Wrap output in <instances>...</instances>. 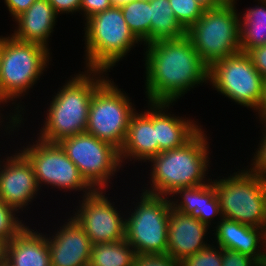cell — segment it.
I'll list each match as a JSON object with an SVG mask.
<instances>
[{
    "instance_id": "e575fe53",
    "label": "cell",
    "mask_w": 266,
    "mask_h": 266,
    "mask_svg": "<svg viewBox=\"0 0 266 266\" xmlns=\"http://www.w3.org/2000/svg\"><path fill=\"white\" fill-rule=\"evenodd\" d=\"M57 14L80 12L81 0H48Z\"/></svg>"
},
{
    "instance_id": "9a60e30c",
    "label": "cell",
    "mask_w": 266,
    "mask_h": 266,
    "mask_svg": "<svg viewBox=\"0 0 266 266\" xmlns=\"http://www.w3.org/2000/svg\"><path fill=\"white\" fill-rule=\"evenodd\" d=\"M49 237L51 266H89L92 244L84 228L71 216Z\"/></svg>"
},
{
    "instance_id": "f6af8a7d",
    "label": "cell",
    "mask_w": 266,
    "mask_h": 266,
    "mask_svg": "<svg viewBox=\"0 0 266 266\" xmlns=\"http://www.w3.org/2000/svg\"><path fill=\"white\" fill-rule=\"evenodd\" d=\"M0 108H2L1 105H0ZM0 112H1V111H0ZM1 114H2V113H0V121L3 122L2 120L5 119V118H3V117H2L3 115H1ZM1 117H2V118H1ZM1 119H2V120H1ZM1 122H0V123H1ZM0 125H1V124H0Z\"/></svg>"
},
{
    "instance_id": "7c38bea8",
    "label": "cell",
    "mask_w": 266,
    "mask_h": 266,
    "mask_svg": "<svg viewBox=\"0 0 266 266\" xmlns=\"http://www.w3.org/2000/svg\"><path fill=\"white\" fill-rule=\"evenodd\" d=\"M35 143L23 146L20 151L31 162L40 189L44 184V187L50 185L51 188L64 191H83L84 195L94 190L58 143L45 142L39 138Z\"/></svg>"
},
{
    "instance_id": "f546056e",
    "label": "cell",
    "mask_w": 266,
    "mask_h": 266,
    "mask_svg": "<svg viewBox=\"0 0 266 266\" xmlns=\"http://www.w3.org/2000/svg\"><path fill=\"white\" fill-rule=\"evenodd\" d=\"M263 125L261 141L258 144L256 152L251 160L249 170L262 178L266 177V122H261ZM253 161V162H252ZM252 165V166H251Z\"/></svg>"
},
{
    "instance_id": "ba28073f",
    "label": "cell",
    "mask_w": 266,
    "mask_h": 266,
    "mask_svg": "<svg viewBox=\"0 0 266 266\" xmlns=\"http://www.w3.org/2000/svg\"><path fill=\"white\" fill-rule=\"evenodd\" d=\"M138 200L134 210L125 216V240L137 255H166L171 211L169 197L142 190Z\"/></svg>"
},
{
    "instance_id": "4316f807",
    "label": "cell",
    "mask_w": 266,
    "mask_h": 266,
    "mask_svg": "<svg viewBox=\"0 0 266 266\" xmlns=\"http://www.w3.org/2000/svg\"><path fill=\"white\" fill-rule=\"evenodd\" d=\"M19 212L0 199V241L3 244L13 240L27 226L16 217Z\"/></svg>"
},
{
    "instance_id": "8d00e7d4",
    "label": "cell",
    "mask_w": 266,
    "mask_h": 266,
    "mask_svg": "<svg viewBox=\"0 0 266 266\" xmlns=\"http://www.w3.org/2000/svg\"><path fill=\"white\" fill-rule=\"evenodd\" d=\"M259 121L260 122H266V79L264 80V89H263V99H262V104L257 111Z\"/></svg>"
},
{
    "instance_id": "cb8c5ba5",
    "label": "cell",
    "mask_w": 266,
    "mask_h": 266,
    "mask_svg": "<svg viewBox=\"0 0 266 266\" xmlns=\"http://www.w3.org/2000/svg\"><path fill=\"white\" fill-rule=\"evenodd\" d=\"M151 13L150 43L158 40L178 39L186 35L170 7L169 0H149Z\"/></svg>"
},
{
    "instance_id": "2e32d148",
    "label": "cell",
    "mask_w": 266,
    "mask_h": 266,
    "mask_svg": "<svg viewBox=\"0 0 266 266\" xmlns=\"http://www.w3.org/2000/svg\"><path fill=\"white\" fill-rule=\"evenodd\" d=\"M210 227L189 214L171 207L168 220L167 254L178 262L208 247Z\"/></svg>"
},
{
    "instance_id": "83f0119b",
    "label": "cell",
    "mask_w": 266,
    "mask_h": 266,
    "mask_svg": "<svg viewBox=\"0 0 266 266\" xmlns=\"http://www.w3.org/2000/svg\"><path fill=\"white\" fill-rule=\"evenodd\" d=\"M169 3L175 18L185 30L197 22L205 10L197 0H169Z\"/></svg>"
},
{
    "instance_id": "8fae6325",
    "label": "cell",
    "mask_w": 266,
    "mask_h": 266,
    "mask_svg": "<svg viewBox=\"0 0 266 266\" xmlns=\"http://www.w3.org/2000/svg\"><path fill=\"white\" fill-rule=\"evenodd\" d=\"M58 144L94 190H106L110 178L123 166L116 147L86 132L63 139Z\"/></svg>"
},
{
    "instance_id": "836d02e7",
    "label": "cell",
    "mask_w": 266,
    "mask_h": 266,
    "mask_svg": "<svg viewBox=\"0 0 266 266\" xmlns=\"http://www.w3.org/2000/svg\"><path fill=\"white\" fill-rule=\"evenodd\" d=\"M246 53L250 57L256 70L266 79V45L256 46Z\"/></svg>"
},
{
    "instance_id": "1f68e13d",
    "label": "cell",
    "mask_w": 266,
    "mask_h": 266,
    "mask_svg": "<svg viewBox=\"0 0 266 266\" xmlns=\"http://www.w3.org/2000/svg\"><path fill=\"white\" fill-rule=\"evenodd\" d=\"M134 266H181V263L166 255H137Z\"/></svg>"
},
{
    "instance_id": "44dd1931",
    "label": "cell",
    "mask_w": 266,
    "mask_h": 266,
    "mask_svg": "<svg viewBox=\"0 0 266 266\" xmlns=\"http://www.w3.org/2000/svg\"><path fill=\"white\" fill-rule=\"evenodd\" d=\"M58 14L48 0H36L13 21L17 24L11 36L23 42H35L49 47V37L57 22Z\"/></svg>"
},
{
    "instance_id": "f1b7e54d",
    "label": "cell",
    "mask_w": 266,
    "mask_h": 266,
    "mask_svg": "<svg viewBox=\"0 0 266 266\" xmlns=\"http://www.w3.org/2000/svg\"><path fill=\"white\" fill-rule=\"evenodd\" d=\"M181 266H222V248L211 243L180 262Z\"/></svg>"
},
{
    "instance_id": "b9f144b4",
    "label": "cell",
    "mask_w": 266,
    "mask_h": 266,
    "mask_svg": "<svg viewBox=\"0 0 266 266\" xmlns=\"http://www.w3.org/2000/svg\"><path fill=\"white\" fill-rule=\"evenodd\" d=\"M219 3H237V0H217Z\"/></svg>"
},
{
    "instance_id": "74e56055",
    "label": "cell",
    "mask_w": 266,
    "mask_h": 266,
    "mask_svg": "<svg viewBox=\"0 0 266 266\" xmlns=\"http://www.w3.org/2000/svg\"><path fill=\"white\" fill-rule=\"evenodd\" d=\"M205 9H211L220 3L217 0H197Z\"/></svg>"
},
{
    "instance_id": "d6a6232c",
    "label": "cell",
    "mask_w": 266,
    "mask_h": 266,
    "mask_svg": "<svg viewBox=\"0 0 266 266\" xmlns=\"http://www.w3.org/2000/svg\"><path fill=\"white\" fill-rule=\"evenodd\" d=\"M113 5L112 0H81L80 11L83 13L85 21L93 15L111 8Z\"/></svg>"
},
{
    "instance_id": "f35d334b",
    "label": "cell",
    "mask_w": 266,
    "mask_h": 266,
    "mask_svg": "<svg viewBox=\"0 0 266 266\" xmlns=\"http://www.w3.org/2000/svg\"><path fill=\"white\" fill-rule=\"evenodd\" d=\"M0 266H14V265L10 263L5 257H3L0 261Z\"/></svg>"
},
{
    "instance_id": "5b68a950",
    "label": "cell",
    "mask_w": 266,
    "mask_h": 266,
    "mask_svg": "<svg viewBox=\"0 0 266 266\" xmlns=\"http://www.w3.org/2000/svg\"><path fill=\"white\" fill-rule=\"evenodd\" d=\"M50 50L39 43L1 36L0 105L11 101L15 105V99L33 88L48 68Z\"/></svg>"
},
{
    "instance_id": "3957f363",
    "label": "cell",
    "mask_w": 266,
    "mask_h": 266,
    "mask_svg": "<svg viewBox=\"0 0 266 266\" xmlns=\"http://www.w3.org/2000/svg\"><path fill=\"white\" fill-rule=\"evenodd\" d=\"M204 132L206 131L201 128L183 146L162 151L151 158L148 161L152 167L149 182L151 186L142 190L169 197L179 188L210 182L211 179L206 178L210 166V143Z\"/></svg>"
},
{
    "instance_id": "60d3db41",
    "label": "cell",
    "mask_w": 266,
    "mask_h": 266,
    "mask_svg": "<svg viewBox=\"0 0 266 266\" xmlns=\"http://www.w3.org/2000/svg\"><path fill=\"white\" fill-rule=\"evenodd\" d=\"M127 1H132V0H112L114 5H120V4L127 2Z\"/></svg>"
},
{
    "instance_id": "ac0fdd59",
    "label": "cell",
    "mask_w": 266,
    "mask_h": 266,
    "mask_svg": "<svg viewBox=\"0 0 266 266\" xmlns=\"http://www.w3.org/2000/svg\"><path fill=\"white\" fill-rule=\"evenodd\" d=\"M157 155L158 141H156L154 129V102H148V110L141 111V113L136 111L131 116L126 140L119 151V156L122 164L126 159L148 162Z\"/></svg>"
},
{
    "instance_id": "4dcf8cb0",
    "label": "cell",
    "mask_w": 266,
    "mask_h": 266,
    "mask_svg": "<svg viewBox=\"0 0 266 266\" xmlns=\"http://www.w3.org/2000/svg\"><path fill=\"white\" fill-rule=\"evenodd\" d=\"M222 266H260V264L238 251L222 249Z\"/></svg>"
},
{
    "instance_id": "ffe728a7",
    "label": "cell",
    "mask_w": 266,
    "mask_h": 266,
    "mask_svg": "<svg viewBox=\"0 0 266 266\" xmlns=\"http://www.w3.org/2000/svg\"><path fill=\"white\" fill-rule=\"evenodd\" d=\"M170 105L174 103L154 102V129L158 141V154L183 146L202 128L191 118L168 113Z\"/></svg>"
},
{
    "instance_id": "ee69618b",
    "label": "cell",
    "mask_w": 266,
    "mask_h": 266,
    "mask_svg": "<svg viewBox=\"0 0 266 266\" xmlns=\"http://www.w3.org/2000/svg\"><path fill=\"white\" fill-rule=\"evenodd\" d=\"M0 66H1V36H0Z\"/></svg>"
},
{
    "instance_id": "7a4b0ae2",
    "label": "cell",
    "mask_w": 266,
    "mask_h": 266,
    "mask_svg": "<svg viewBox=\"0 0 266 266\" xmlns=\"http://www.w3.org/2000/svg\"><path fill=\"white\" fill-rule=\"evenodd\" d=\"M106 73L103 70L87 69L71 76L52 97L37 137L45 142L59 143L86 132L91 98L108 78Z\"/></svg>"
},
{
    "instance_id": "277c9868",
    "label": "cell",
    "mask_w": 266,
    "mask_h": 266,
    "mask_svg": "<svg viewBox=\"0 0 266 266\" xmlns=\"http://www.w3.org/2000/svg\"><path fill=\"white\" fill-rule=\"evenodd\" d=\"M84 24L86 69L110 72L136 43L142 44L128 27L120 5L93 15Z\"/></svg>"
},
{
    "instance_id": "603a6c76",
    "label": "cell",
    "mask_w": 266,
    "mask_h": 266,
    "mask_svg": "<svg viewBox=\"0 0 266 266\" xmlns=\"http://www.w3.org/2000/svg\"><path fill=\"white\" fill-rule=\"evenodd\" d=\"M260 6L247 8L240 14V48L242 52L266 45V0H259Z\"/></svg>"
},
{
    "instance_id": "52a82bcc",
    "label": "cell",
    "mask_w": 266,
    "mask_h": 266,
    "mask_svg": "<svg viewBox=\"0 0 266 266\" xmlns=\"http://www.w3.org/2000/svg\"><path fill=\"white\" fill-rule=\"evenodd\" d=\"M237 11L236 3H220L214 8L205 9L202 17L186 30V36L209 67L241 51V13Z\"/></svg>"
},
{
    "instance_id": "484cf974",
    "label": "cell",
    "mask_w": 266,
    "mask_h": 266,
    "mask_svg": "<svg viewBox=\"0 0 266 266\" xmlns=\"http://www.w3.org/2000/svg\"><path fill=\"white\" fill-rule=\"evenodd\" d=\"M124 19L132 33L143 43H150L151 13L149 0H132L120 4Z\"/></svg>"
},
{
    "instance_id": "8992f818",
    "label": "cell",
    "mask_w": 266,
    "mask_h": 266,
    "mask_svg": "<svg viewBox=\"0 0 266 266\" xmlns=\"http://www.w3.org/2000/svg\"><path fill=\"white\" fill-rule=\"evenodd\" d=\"M223 218L266 229V183L248 168L213 179Z\"/></svg>"
},
{
    "instance_id": "7402d4cb",
    "label": "cell",
    "mask_w": 266,
    "mask_h": 266,
    "mask_svg": "<svg viewBox=\"0 0 266 266\" xmlns=\"http://www.w3.org/2000/svg\"><path fill=\"white\" fill-rule=\"evenodd\" d=\"M4 257L14 266H51L47 235L26 226L4 244Z\"/></svg>"
},
{
    "instance_id": "30bf717a",
    "label": "cell",
    "mask_w": 266,
    "mask_h": 266,
    "mask_svg": "<svg viewBox=\"0 0 266 266\" xmlns=\"http://www.w3.org/2000/svg\"><path fill=\"white\" fill-rule=\"evenodd\" d=\"M264 78L246 52L214 62L209 67V83L230 100L257 112L262 104Z\"/></svg>"
},
{
    "instance_id": "d590c367",
    "label": "cell",
    "mask_w": 266,
    "mask_h": 266,
    "mask_svg": "<svg viewBox=\"0 0 266 266\" xmlns=\"http://www.w3.org/2000/svg\"><path fill=\"white\" fill-rule=\"evenodd\" d=\"M36 0H4L9 13L15 19L21 13L25 12Z\"/></svg>"
},
{
    "instance_id": "e0dca14e",
    "label": "cell",
    "mask_w": 266,
    "mask_h": 266,
    "mask_svg": "<svg viewBox=\"0 0 266 266\" xmlns=\"http://www.w3.org/2000/svg\"><path fill=\"white\" fill-rule=\"evenodd\" d=\"M215 224L216 229L212 231H214L216 245L222 249L238 251L261 265L266 249V229L241 224L223 217Z\"/></svg>"
},
{
    "instance_id": "7bdbcfd3",
    "label": "cell",
    "mask_w": 266,
    "mask_h": 266,
    "mask_svg": "<svg viewBox=\"0 0 266 266\" xmlns=\"http://www.w3.org/2000/svg\"><path fill=\"white\" fill-rule=\"evenodd\" d=\"M260 266H266V249H265V254L263 256V260Z\"/></svg>"
},
{
    "instance_id": "d6986e66",
    "label": "cell",
    "mask_w": 266,
    "mask_h": 266,
    "mask_svg": "<svg viewBox=\"0 0 266 266\" xmlns=\"http://www.w3.org/2000/svg\"><path fill=\"white\" fill-rule=\"evenodd\" d=\"M170 198L169 200L173 209L184 214H189L208 226L211 223L215 225L213 221L217 216L218 218L216 220L222 218L221 208L212 183V178L210 182L200 186L179 188L171 194Z\"/></svg>"
},
{
    "instance_id": "9c48e42d",
    "label": "cell",
    "mask_w": 266,
    "mask_h": 266,
    "mask_svg": "<svg viewBox=\"0 0 266 266\" xmlns=\"http://www.w3.org/2000/svg\"><path fill=\"white\" fill-rule=\"evenodd\" d=\"M114 84L108 77L95 90L86 133L112 144L120 151L126 140L130 118L137 110L126 92Z\"/></svg>"
},
{
    "instance_id": "5bb4252c",
    "label": "cell",
    "mask_w": 266,
    "mask_h": 266,
    "mask_svg": "<svg viewBox=\"0 0 266 266\" xmlns=\"http://www.w3.org/2000/svg\"><path fill=\"white\" fill-rule=\"evenodd\" d=\"M15 152L0 161V199L23 211L36 198L40 187L31 162L20 149Z\"/></svg>"
},
{
    "instance_id": "6da1fadb",
    "label": "cell",
    "mask_w": 266,
    "mask_h": 266,
    "mask_svg": "<svg viewBox=\"0 0 266 266\" xmlns=\"http://www.w3.org/2000/svg\"><path fill=\"white\" fill-rule=\"evenodd\" d=\"M145 46V93L148 102L175 104L191 88L209 83V66L186 35Z\"/></svg>"
},
{
    "instance_id": "ab89813d",
    "label": "cell",
    "mask_w": 266,
    "mask_h": 266,
    "mask_svg": "<svg viewBox=\"0 0 266 266\" xmlns=\"http://www.w3.org/2000/svg\"><path fill=\"white\" fill-rule=\"evenodd\" d=\"M4 257V244L0 241V261Z\"/></svg>"
},
{
    "instance_id": "d4e9b609",
    "label": "cell",
    "mask_w": 266,
    "mask_h": 266,
    "mask_svg": "<svg viewBox=\"0 0 266 266\" xmlns=\"http://www.w3.org/2000/svg\"><path fill=\"white\" fill-rule=\"evenodd\" d=\"M135 249L125 240L93 244L89 266H134Z\"/></svg>"
},
{
    "instance_id": "4fadbf2b",
    "label": "cell",
    "mask_w": 266,
    "mask_h": 266,
    "mask_svg": "<svg viewBox=\"0 0 266 266\" xmlns=\"http://www.w3.org/2000/svg\"><path fill=\"white\" fill-rule=\"evenodd\" d=\"M104 192L106 190L96 189L87 195L82 194L79 208H75L76 212L72 215L84 228L92 245L125 239L126 215L117 210Z\"/></svg>"
}]
</instances>
